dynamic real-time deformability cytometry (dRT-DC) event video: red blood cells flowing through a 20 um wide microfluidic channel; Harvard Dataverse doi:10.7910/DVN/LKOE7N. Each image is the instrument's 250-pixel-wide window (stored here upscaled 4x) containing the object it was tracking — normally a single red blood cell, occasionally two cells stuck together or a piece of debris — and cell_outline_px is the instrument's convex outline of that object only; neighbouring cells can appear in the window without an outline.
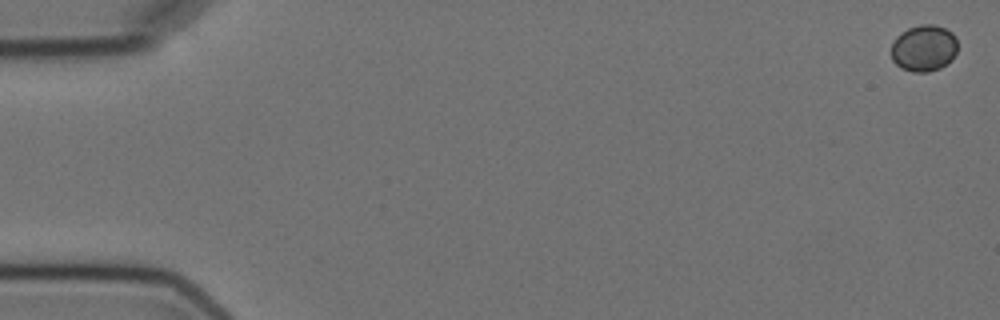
{"species": "Egyptian fruit bat (a non-hibernating species)", "species_latin": "Rousettus aegyptiacus", "temperature_condition": "cold", "stored_images_in_passage": 6, "camera_frame_rate_fps": 3000, "um_per_image_px": 0.085, "animal": {"sex": "female"}, "frame": {"image": 1, "passage_image": 1, "time_ms": 0.0, "image_size_px": [1000, 320], "cell_outline_px": [[956, 52], [952, 60], [940, 68], [928, 72], [912, 72], [900, 68], [892, 60], [892, 40], [900, 32], [908, 28], [920, 24], [932, 24], [944, 28], [952, 32], [956, 36]], "centroid_in_image_um": [78.51, 4.09], "position_along_channel_um": 6.5, "area_um2": 18.21}}
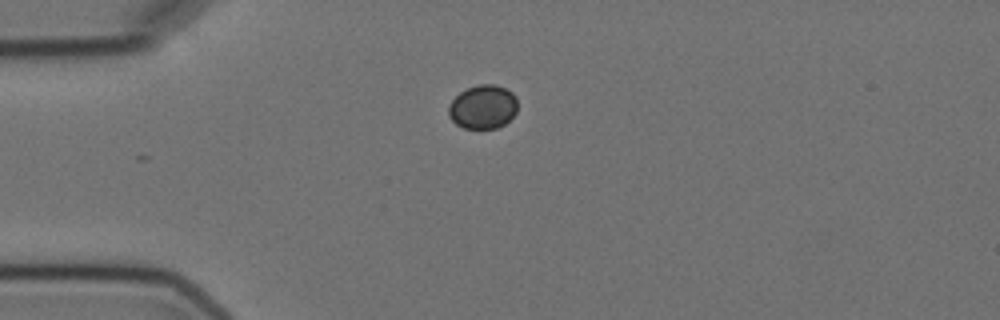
{"frame": {"image": 2, "passage_image": 4, "time_ms": 4.667, "image_size_px": [1000, 320], "cell_outline_px": [[516, 112], [504, 124], [496, 128], [464, 128], [456, 124], [448, 116], [448, 108], [452, 100], [460, 92], [468, 88], [480, 84], [496, 84], [512, 92], [516, 96]], "centroid_in_image_um": [41.04, 9.08], "position_along_channel_um": 44.0, "area_um2": 17.51}}
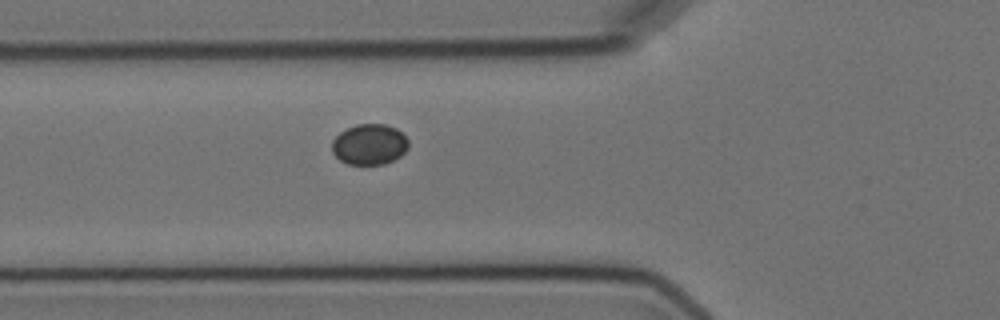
{"frame": {"image": 3, "passage_image": 6, "time_ms": 6.667, "image_size_px": [1000, 320], "cell_outline_px": [[408, 148], [400, 156], [384, 164], [348, 164], [340, 160], [332, 152], [332, 140], [340, 132], [356, 124], [384, 124], [396, 128], [408, 140]], "centroid_in_image_um": [31.39, 12.27], "position_along_channel_um": 94.4, "area_um2": 18.03}}